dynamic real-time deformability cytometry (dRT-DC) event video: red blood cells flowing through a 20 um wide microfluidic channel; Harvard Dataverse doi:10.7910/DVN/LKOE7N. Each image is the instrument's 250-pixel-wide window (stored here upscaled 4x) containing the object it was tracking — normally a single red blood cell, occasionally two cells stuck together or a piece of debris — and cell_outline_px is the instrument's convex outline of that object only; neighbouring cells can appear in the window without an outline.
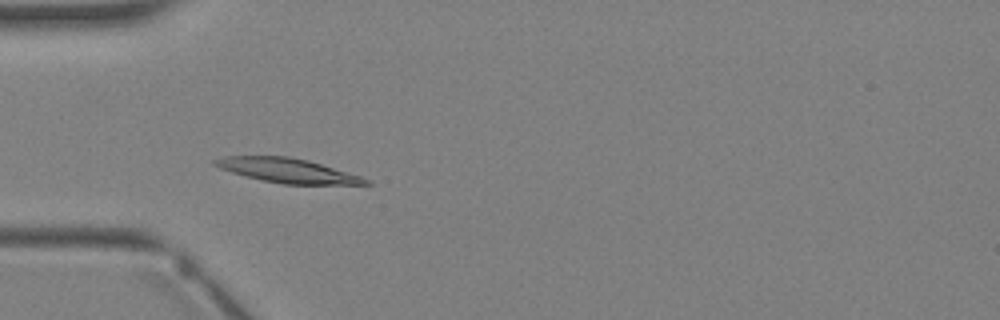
{"species": "Egyptian fruit bat (a non-hibernating species)", "species_latin": "Rousettus aegyptiacus", "temperature_condition": "warm", "stored_images_in_passage": 3, "camera_frame_rate_fps": 3000, "um_per_image_px": 0.085, "animal": {"sex": "female"}, "frame": {"image": 1, "passage_image": 3, "time_ms": 2.333, "image_size_px": [1000, 320], "cell_outline_px": [[372, 184], [284, 184], [264, 180], [232, 172], [220, 168], [212, 164], [212, 160], [224, 156], [288, 156], [308, 160], [360, 176], [372, 180]], "centroid_in_image_um": [24.44, 14.48], "position_along_channel_um": 60.6, "area_um2": 21.1}}